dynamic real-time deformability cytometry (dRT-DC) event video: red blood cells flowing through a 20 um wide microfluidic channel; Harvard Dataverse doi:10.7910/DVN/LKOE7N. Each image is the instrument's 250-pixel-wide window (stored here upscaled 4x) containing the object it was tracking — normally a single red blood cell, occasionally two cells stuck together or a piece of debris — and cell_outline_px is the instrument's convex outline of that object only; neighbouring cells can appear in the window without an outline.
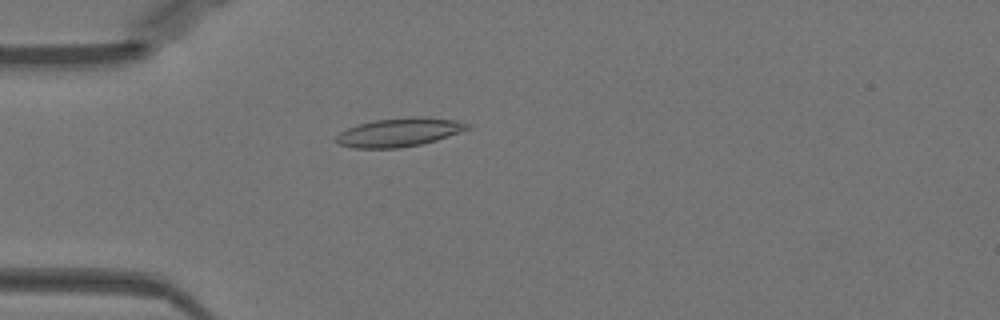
{"species": "Egyptian fruit bat (a non-hibernating species)", "species_latin": "Rousettus aegyptiacus", "temperature_condition": "warm", "stored_images_in_passage": 45, "camera_frame_rate_fps": 3000, "um_per_image_px": 0.085, "animal": {"sex": "female"}, "frame": {"image": 1, "passage_image": 8, "time_ms": 2.333, "image_size_px": [1000, 320], "cell_outline_px": [[468, 128], [448, 136], [436, 140], [420, 144], [400, 148], [352, 148], [340, 144], [336, 140], [336, 136], [340, 132], [356, 124], [376, 120], [412, 116], [424, 116], [456, 120], [468, 124]], "centroid_in_image_um": [33.9, 11.24], "position_along_channel_um": 51.1, "area_um2": 21.73}}
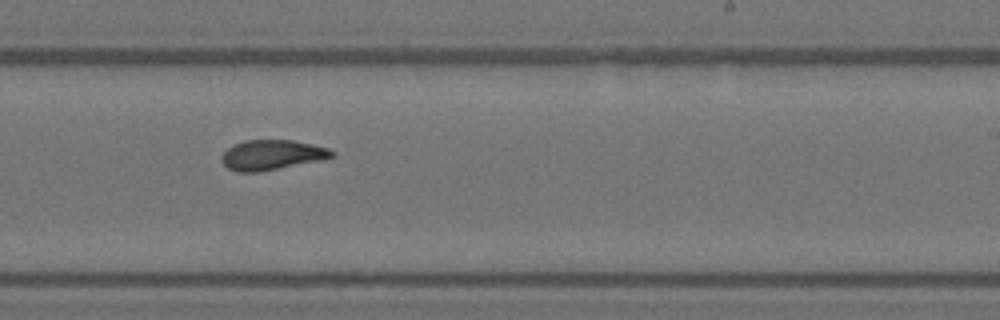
{"frame": {"image": 2, "passage_image": 25, "time_ms": 8.0, "image_size_px": [1000, 320], "cell_outline_px": [[336, 156], [320, 160], [260, 172], [236, 172], [228, 168], [220, 160], [220, 156], [232, 144], [244, 140], [292, 140], [312, 144], [328, 148], [336, 152]], "centroid_in_image_um": [23.09, 13.16], "position_along_channel_um": 265.9, "area_um2": 19.42}}
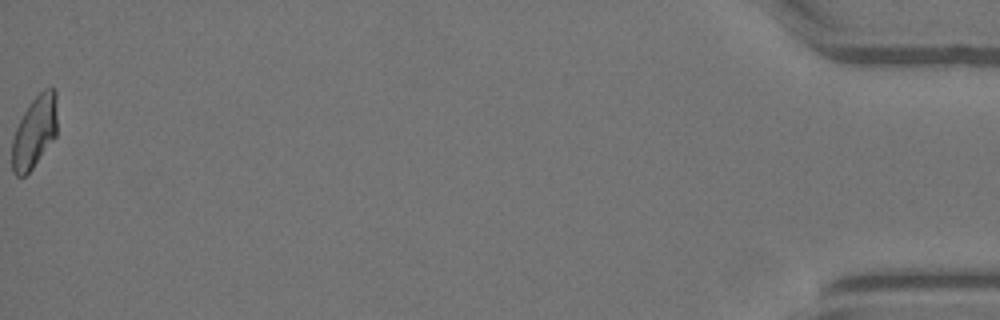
{"frame": {"image": 3, "passage_image": 45, "time_ms": 14.667, "image_size_px": [1000, 320], "cell_outline_px": [[56, 136], [32, 168], [24, 176], [16, 176], [12, 172], [12, 140], [16, 128], [28, 104], [44, 88], [52, 88], [56, 92]], "centroid_in_image_um": [2.92, 11.22], "position_along_channel_um": 432.3, "area_um2": 18.79}, "authors_computed_cell_mechanics": {"area_um2": 19.3052, "velocity_mm_per_s": 3.9853, "shape_relaxation_time_tau1_ms": 6.776, "shape_relaxation_time_tau2_ms": 1.7877, "deformation_change_tau1": 0.1887, "deformation_change_tau2": 0.0909}}